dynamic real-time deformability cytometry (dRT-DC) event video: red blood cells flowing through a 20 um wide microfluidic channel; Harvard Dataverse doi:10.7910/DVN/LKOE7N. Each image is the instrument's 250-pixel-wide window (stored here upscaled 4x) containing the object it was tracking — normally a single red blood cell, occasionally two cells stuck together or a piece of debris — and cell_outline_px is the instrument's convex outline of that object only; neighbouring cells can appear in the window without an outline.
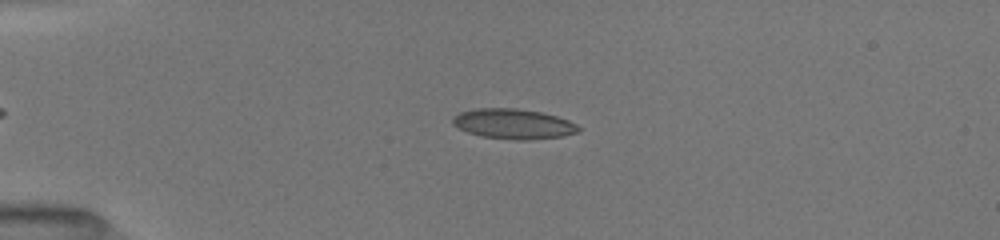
{"species": "common noctule bat (a hibernating species)", "species_latin": "Nyctalus noctula", "temperature_condition": "room temperature", "stored_images_in_passage": 40, "camera_frame_rate_fps": 3000, "um_per_image_px": 0.085, "animal": {"sex": "female", "body_mass_g": 19.5, "forearm_length_mm": 54.1}, "frame": {"image": 1, "passage_image": 8, "time_ms": 1.333, "image_size_px": [1000, 240], "cell_outline_px": [[580, 132], [564, 136], [528, 140], [516, 140], [480, 136], [468, 132], [452, 124], [452, 120], [460, 112], [476, 108], [516, 108], [540, 112], [556, 116], [568, 120], [576, 124], [580, 128]], "centroid_in_image_um": [43.66, 10.53], "position_along_channel_um": 41.3, "area_um2": 22.02}}
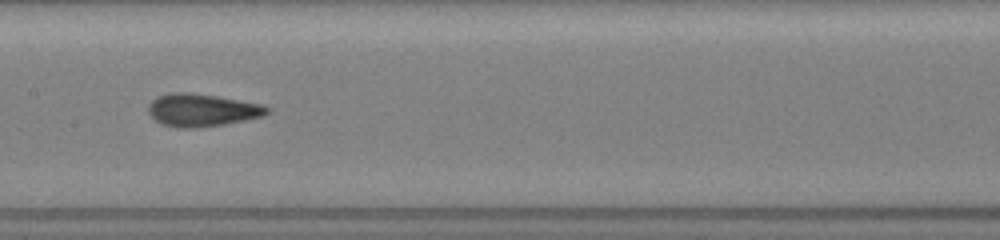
{"frame": {"image": 2, "passage_image": 27, "time_ms": 6.0, "image_size_px": [1000, 240], "cell_outline_px": [[268, 112], [264, 116], [224, 124], [192, 128], [176, 128], [164, 124], [156, 120], [148, 112], [148, 104], [156, 96], [168, 92], [192, 92], [216, 96], [260, 104], [268, 108]], "centroid_in_image_um": [17.11, 9.34], "position_along_channel_um": 190.3, "area_um2": 22.48}}
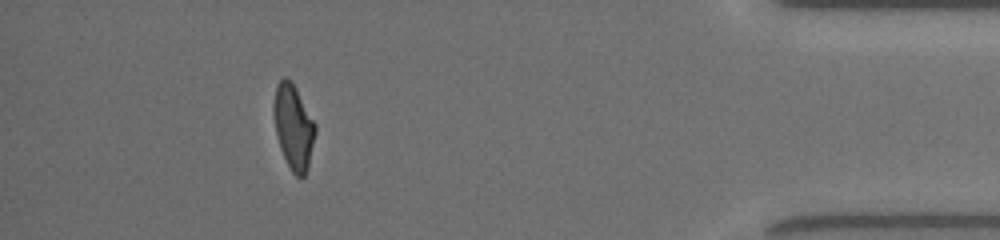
{"frame": {"image": 3, "passage_image": 40, "time_ms": 12.667, "image_size_px": [1000, 240], "cell_outline_px": [[316, 132], [308, 168], [304, 176], [296, 176], [292, 172], [280, 148], [276, 136], [272, 108], [276, 84], [284, 76], [292, 80], [316, 124]], "centroid_in_image_um": [24.93, 10.74], "position_along_channel_um": 410.3, "area_um2": 20.75}, "authors_computed_cell_mechanics": {"area_um2": 21.6461, "velocity_mm_per_s": 4.0143, "shape_relaxation_time_tau1_ms": 6.9223, "shape_relaxation_time_tau2_ms": 1.76, "deformation_change_tau1": 0.1844, "deformation_change_tau2": 0.0806}}